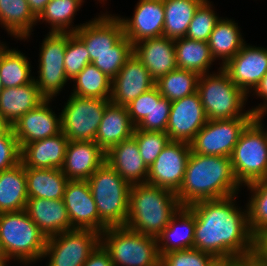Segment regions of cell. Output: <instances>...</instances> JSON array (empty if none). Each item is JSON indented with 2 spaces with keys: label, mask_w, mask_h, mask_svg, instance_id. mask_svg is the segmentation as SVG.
Returning a JSON list of instances; mask_svg holds the SVG:
<instances>
[{
  "label": "cell",
  "mask_w": 267,
  "mask_h": 266,
  "mask_svg": "<svg viewBox=\"0 0 267 266\" xmlns=\"http://www.w3.org/2000/svg\"><path fill=\"white\" fill-rule=\"evenodd\" d=\"M239 196L187 206L195 215L194 249L212 254L221 262L256 255L257 238L249 227L246 204H237Z\"/></svg>",
  "instance_id": "cell-1"
},
{
  "label": "cell",
  "mask_w": 267,
  "mask_h": 266,
  "mask_svg": "<svg viewBox=\"0 0 267 266\" xmlns=\"http://www.w3.org/2000/svg\"><path fill=\"white\" fill-rule=\"evenodd\" d=\"M242 187L236 179L230 157L191 152L182 184L175 194L182 206H189L201 200L239 194Z\"/></svg>",
  "instance_id": "cell-2"
},
{
  "label": "cell",
  "mask_w": 267,
  "mask_h": 266,
  "mask_svg": "<svg viewBox=\"0 0 267 266\" xmlns=\"http://www.w3.org/2000/svg\"><path fill=\"white\" fill-rule=\"evenodd\" d=\"M182 207L176 194L147 183L131 185L125 227L157 237Z\"/></svg>",
  "instance_id": "cell-3"
},
{
  "label": "cell",
  "mask_w": 267,
  "mask_h": 266,
  "mask_svg": "<svg viewBox=\"0 0 267 266\" xmlns=\"http://www.w3.org/2000/svg\"><path fill=\"white\" fill-rule=\"evenodd\" d=\"M46 241V236L25 210L0 214V243L11 263L21 266L41 263Z\"/></svg>",
  "instance_id": "cell-4"
},
{
  "label": "cell",
  "mask_w": 267,
  "mask_h": 266,
  "mask_svg": "<svg viewBox=\"0 0 267 266\" xmlns=\"http://www.w3.org/2000/svg\"><path fill=\"white\" fill-rule=\"evenodd\" d=\"M87 181L99 216V233L108 227L125 226L131 185L106 161Z\"/></svg>",
  "instance_id": "cell-5"
},
{
  "label": "cell",
  "mask_w": 267,
  "mask_h": 266,
  "mask_svg": "<svg viewBox=\"0 0 267 266\" xmlns=\"http://www.w3.org/2000/svg\"><path fill=\"white\" fill-rule=\"evenodd\" d=\"M216 71L200 75L198 81L197 92L207 120L256 117L246 108L248 95L231 81L221 66Z\"/></svg>",
  "instance_id": "cell-6"
},
{
  "label": "cell",
  "mask_w": 267,
  "mask_h": 266,
  "mask_svg": "<svg viewBox=\"0 0 267 266\" xmlns=\"http://www.w3.org/2000/svg\"><path fill=\"white\" fill-rule=\"evenodd\" d=\"M101 244L115 266H159L156 237L125 227H108L101 233Z\"/></svg>",
  "instance_id": "cell-7"
},
{
  "label": "cell",
  "mask_w": 267,
  "mask_h": 266,
  "mask_svg": "<svg viewBox=\"0 0 267 266\" xmlns=\"http://www.w3.org/2000/svg\"><path fill=\"white\" fill-rule=\"evenodd\" d=\"M230 159L242 186L267 178V129L256 117L242 131Z\"/></svg>",
  "instance_id": "cell-8"
},
{
  "label": "cell",
  "mask_w": 267,
  "mask_h": 266,
  "mask_svg": "<svg viewBox=\"0 0 267 266\" xmlns=\"http://www.w3.org/2000/svg\"><path fill=\"white\" fill-rule=\"evenodd\" d=\"M69 32H48L39 45L37 76L34 82L46 99H56L66 84H70L65 75L64 55ZM68 82V83H67Z\"/></svg>",
  "instance_id": "cell-9"
},
{
  "label": "cell",
  "mask_w": 267,
  "mask_h": 266,
  "mask_svg": "<svg viewBox=\"0 0 267 266\" xmlns=\"http://www.w3.org/2000/svg\"><path fill=\"white\" fill-rule=\"evenodd\" d=\"M110 99L69 94L61 105V131L69 141H95L106 105Z\"/></svg>",
  "instance_id": "cell-10"
},
{
  "label": "cell",
  "mask_w": 267,
  "mask_h": 266,
  "mask_svg": "<svg viewBox=\"0 0 267 266\" xmlns=\"http://www.w3.org/2000/svg\"><path fill=\"white\" fill-rule=\"evenodd\" d=\"M101 243V234L88 229H72L47 238L43 260L46 266H83Z\"/></svg>",
  "instance_id": "cell-11"
},
{
  "label": "cell",
  "mask_w": 267,
  "mask_h": 266,
  "mask_svg": "<svg viewBox=\"0 0 267 266\" xmlns=\"http://www.w3.org/2000/svg\"><path fill=\"white\" fill-rule=\"evenodd\" d=\"M255 117L207 120L190 142L191 152L230 157L242 131Z\"/></svg>",
  "instance_id": "cell-12"
},
{
  "label": "cell",
  "mask_w": 267,
  "mask_h": 266,
  "mask_svg": "<svg viewBox=\"0 0 267 266\" xmlns=\"http://www.w3.org/2000/svg\"><path fill=\"white\" fill-rule=\"evenodd\" d=\"M190 154V143L170 140L150 166L146 183L176 193L182 184Z\"/></svg>",
  "instance_id": "cell-13"
},
{
  "label": "cell",
  "mask_w": 267,
  "mask_h": 266,
  "mask_svg": "<svg viewBox=\"0 0 267 266\" xmlns=\"http://www.w3.org/2000/svg\"><path fill=\"white\" fill-rule=\"evenodd\" d=\"M221 68L237 87L249 95L267 73V47L245 42Z\"/></svg>",
  "instance_id": "cell-14"
},
{
  "label": "cell",
  "mask_w": 267,
  "mask_h": 266,
  "mask_svg": "<svg viewBox=\"0 0 267 266\" xmlns=\"http://www.w3.org/2000/svg\"><path fill=\"white\" fill-rule=\"evenodd\" d=\"M112 12L105 10L85 23L74 34L85 44L92 63L97 56L111 51L124 36L121 21Z\"/></svg>",
  "instance_id": "cell-15"
},
{
  "label": "cell",
  "mask_w": 267,
  "mask_h": 266,
  "mask_svg": "<svg viewBox=\"0 0 267 266\" xmlns=\"http://www.w3.org/2000/svg\"><path fill=\"white\" fill-rule=\"evenodd\" d=\"M132 14L130 17L115 14L122 23L124 35L132 44L163 36V0H138Z\"/></svg>",
  "instance_id": "cell-16"
},
{
  "label": "cell",
  "mask_w": 267,
  "mask_h": 266,
  "mask_svg": "<svg viewBox=\"0 0 267 266\" xmlns=\"http://www.w3.org/2000/svg\"><path fill=\"white\" fill-rule=\"evenodd\" d=\"M52 101L55 99H45L12 125L20 149L30 142L43 140L61 132V113H55L51 107Z\"/></svg>",
  "instance_id": "cell-17"
},
{
  "label": "cell",
  "mask_w": 267,
  "mask_h": 266,
  "mask_svg": "<svg viewBox=\"0 0 267 266\" xmlns=\"http://www.w3.org/2000/svg\"><path fill=\"white\" fill-rule=\"evenodd\" d=\"M206 122L201 98L196 92L171 102L166 133L171 141L190 143Z\"/></svg>",
  "instance_id": "cell-18"
},
{
  "label": "cell",
  "mask_w": 267,
  "mask_h": 266,
  "mask_svg": "<svg viewBox=\"0 0 267 266\" xmlns=\"http://www.w3.org/2000/svg\"><path fill=\"white\" fill-rule=\"evenodd\" d=\"M155 86L149 71L132 54L119 73L112 79L110 102L126 106Z\"/></svg>",
  "instance_id": "cell-19"
},
{
  "label": "cell",
  "mask_w": 267,
  "mask_h": 266,
  "mask_svg": "<svg viewBox=\"0 0 267 266\" xmlns=\"http://www.w3.org/2000/svg\"><path fill=\"white\" fill-rule=\"evenodd\" d=\"M63 200L72 229H88L99 233V216L87 180H69Z\"/></svg>",
  "instance_id": "cell-20"
},
{
  "label": "cell",
  "mask_w": 267,
  "mask_h": 266,
  "mask_svg": "<svg viewBox=\"0 0 267 266\" xmlns=\"http://www.w3.org/2000/svg\"><path fill=\"white\" fill-rule=\"evenodd\" d=\"M133 54L154 81L177 69L174 40L167 37L139 41L133 44Z\"/></svg>",
  "instance_id": "cell-21"
},
{
  "label": "cell",
  "mask_w": 267,
  "mask_h": 266,
  "mask_svg": "<svg viewBox=\"0 0 267 266\" xmlns=\"http://www.w3.org/2000/svg\"><path fill=\"white\" fill-rule=\"evenodd\" d=\"M105 159L95 141H69L61 170L68 180H87Z\"/></svg>",
  "instance_id": "cell-22"
},
{
  "label": "cell",
  "mask_w": 267,
  "mask_h": 266,
  "mask_svg": "<svg viewBox=\"0 0 267 266\" xmlns=\"http://www.w3.org/2000/svg\"><path fill=\"white\" fill-rule=\"evenodd\" d=\"M105 161L130 185L146 183L149 168L133 137L111 147L106 152Z\"/></svg>",
  "instance_id": "cell-23"
},
{
  "label": "cell",
  "mask_w": 267,
  "mask_h": 266,
  "mask_svg": "<svg viewBox=\"0 0 267 266\" xmlns=\"http://www.w3.org/2000/svg\"><path fill=\"white\" fill-rule=\"evenodd\" d=\"M25 211L46 238L72 230L63 199L28 198Z\"/></svg>",
  "instance_id": "cell-24"
},
{
  "label": "cell",
  "mask_w": 267,
  "mask_h": 266,
  "mask_svg": "<svg viewBox=\"0 0 267 266\" xmlns=\"http://www.w3.org/2000/svg\"><path fill=\"white\" fill-rule=\"evenodd\" d=\"M68 142L62 131L55 136L30 142L21 148L20 162L25 168L61 169Z\"/></svg>",
  "instance_id": "cell-25"
},
{
  "label": "cell",
  "mask_w": 267,
  "mask_h": 266,
  "mask_svg": "<svg viewBox=\"0 0 267 266\" xmlns=\"http://www.w3.org/2000/svg\"><path fill=\"white\" fill-rule=\"evenodd\" d=\"M195 215L182 206L156 237L159 256L172 251L194 248Z\"/></svg>",
  "instance_id": "cell-26"
},
{
  "label": "cell",
  "mask_w": 267,
  "mask_h": 266,
  "mask_svg": "<svg viewBox=\"0 0 267 266\" xmlns=\"http://www.w3.org/2000/svg\"><path fill=\"white\" fill-rule=\"evenodd\" d=\"M135 128L126 106L109 102L95 136V143L106 153L111 147L130 139Z\"/></svg>",
  "instance_id": "cell-27"
},
{
  "label": "cell",
  "mask_w": 267,
  "mask_h": 266,
  "mask_svg": "<svg viewBox=\"0 0 267 266\" xmlns=\"http://www.w3.org/2000/svg\"><path fill=\"white\" fill-rule=\"evenodd\" d=\"M37 17L30 10L27 0H0V27L18 41L29 42Z\"/></svg>",
  "instance_id": "cell-28"
},
{
  "label": "cell",
  "mask_w": 267,
  "mask_h": 266,
  "mask_svg": "<svg viewBox=\"0 0 267 266\" xmlns=\"http://www.w3.org/2000/svg\"><path fill=\"white\" fill-rule=\"evenodd\" d=\"M235 19L221 17L207 41L212 57L221 67L244 45L245 37Z\"/></svg>",
  "instance_id": "cell-29"
},
{
  "label": "cell",
  "mask_w": 267,
  "mask_h": 266,
  "mask_svg": "<svg viewBox=\"0 0 267 266\" xmlns=\"http://www.w3.org/2000/svg\"><path fill=\"white\" fill-rule=\"evenodd\" d=\"M45 99L34 80L23 86L7 87L0 96V114L12 126L21 116Z\"/></svg>",
  "instance_id": "cell-30"
},
{
  "label": "cell",
  "mask_w": 267,
  "mask_h": 266,
  "mask_svg": "<svg viewBox=\"0 0 267 266\" xmlns=\"http://www.w3.org/2000/svg\"><path fill=\"white\" fill-rule=\"evenodd\" d=\"M28 200L25 167L16 166L0 172V214L25 210Z\"/></svg>",
  "instance_id": "cell-31"
},
{
  "label": "cell",
  "mask_w": 267,
  "mask_h": 266,
  "mask_svg": "<svg viewBox=\"0 0 267 266\" xmlns=\"http://www.w3.org/2000/svg\"><path fill=\"white\" fill-rule=\"evenodd\" d=\"M28 198L60 200L68 178L61 169L25 168Z\"/></svg>",
  "instance_id": "cell-32"
},
{
  "label": "cell",
  "mask_w": 267,
  "mask_h": 266,
  "mask_svg": "<svg viewBox=\"0 0 267 266\" xmlns=\"http://www.w3.org/2000/svg\"><path fill=\"white\" fill-rule=\"evenodd\" d=\"M174 44L178 69L190 70L199 75L216 72L211 70L215 60L207 42L183 37L174 40Z\"/></svg>",
  "instance_id": "cell-33"
},
{
  "label": "cell",
  "mask_w": 267,
  "mask_h": 266,
  "mask_svg": "<svg viewBox=\"0 0 267 266\" xmlns=\"http://www.w3.org/2000/svg\"><path fill=\"white\" fill-rule=\"evenodd\" d=\"M8 45L0 51V77L4 88L19 87L32 82L34 67L31 65V59L22 50Z\"/></svg>",
  "instance_id": "cell-34"
},
{
  "label": "cell",
  "mask_w": 267,
  "mask_h": 266,
  "mask_svg": "<svg viewBox=\"0 0 267 266\" xmlns=\"http://www.w3.org/2000/svg\"><path fill=\"white\" fill-rule=\"evenodd\" d=\"M83 4L79 0H51L37 17V24L48 25V32L74 33L83 24L74 25Z\"/></svg>",
  "instance_id": "cell-35"
},
{
  "label": "cell",
  "mask_w": 267,
  "mask_h": 266,
  "mask_svg": "<svg viewBox=\"0 0 267 266\" xmlns=\"http://www.w3.org/2000/svg\"><path fill=\"white\" fill-rule=\"evenodd\" d=\"M204 0H163L165 20L163 37L172 40L186 36L196 9Z\"/></svg>",
  "instance_id": "cell-36"
},
{
  "label": "cell",
  "mask_w": 267,
  "mask_h": 266,
  "mask_svg": "<svg viewBox=\"0 0 267 266\" xmlns=\"http://www.w3.org/2000/svg\"><path fill=\"white\" fill-rule=\"evenodd\" d=\"M70 94L80 97L110 99L112 80L92 63L88 64L72 81Z\"/></svg>",
  "instance_id": "cell-37"
},
{
  "label": "cell",
  "mask_w": 267,
  "mask_h": 266,
  "mask_svg": "<svg viewBox=\"0 0 267 266\" xmlns=\"http://www.w3.org/2000/svg\"><path fill=\"white\" fill-rule=\"evenodd\" d=\"M249 191L247 215L251 233L258 238L267 231V178L243 186Z\"/></svg>",
  "instance_id": "cell-38"
},
{
  "label": "cell",
  "mask_w": 267,
  "mask_h": 266,
  "mask_svg": "<svg viewBox=\"0 0 267 266\" xmlns=\"http://www.w3.org/2000/svg\"><path fill=\"white\" fill-rule=\"evenodd\" d=\"M200 75L190 70L176 69L155 81L158 91L173 102L197 92Z\"/></svg>",
  "instance_id": "cell-39"
},
{
  "label": "cell",
  "mask_w": 267,
  "mask_h": 266,
  "mask_svg": "<svg viewBox=\"0 0 267 266\" xmlns=\"http://www.w3.org/2000/svg\"><path fill=\"white\" fill-rule=\"evenodd\" d=\"M220 18L221 16L216 12L213 2L204 0L196 9L185 37L207 42Z\"/></svg>",
  "instance_id": "cell-40"
},
{
  "label": "cell",
  "mask_w": 267,
  "mask_h": 266,
  "mask_svg": "<svg viewBox=\"0 0 267 266\" xmlns=\"http://www.w3.org/2000/svg\"><path fill=\"white\" fill-rule=\"evenodd\" d=\"M132 54L133 44L124 35L110 52L97 56L92 64L112 80Z\"/></svg>",
  "instance_id": "cell-41"
},
{
  "label": "cell",
  "mask_w": 267,
  "mask_h": 266,
  "mask_svg": "<svg viewBox=\"0 0 267 266\" xmlns=\"http://www.w3.org/2000/svg\"><path fill=\"white\" fill-rule=\"evenodd\" d=\"M171 101L162 97L157 87L152 88L151 112L136 126V129L166 132L169 121Z\"/></svg>",
  "instance_id": "cell-42"
},
{
  "label": "cell",
  "mask_w": 267,
  "mask_h": 266,
  "mask_svg": "<svg viewBox=\"0 0 267 266\" xmlns=\"http://www.w3.org/2000/svg\"><path fill=\"white\" fill-rule=\"evenodd\" d=\"M132 137L136 140L139 153L148 168L170 142L166 132L145 131L136 128Z\"/></svg>",
  "instance_id": "cell-43"
},
{
  "label": "cell",
  "mask_w": 267,
  "mask_h": 266,
  "mask_svg": "<svg viewBox=\"0 0 267 266\" xmlns=\"http://www.w3.org/2000/svg\"><path fill=\"white\" fill-rule=\"evenodd\" d=\"M220 263L212 254L192 248L160 255L159 266H219Z\"/></svg>",
  "instance_id": "cell-44"
},
{
  "label": "cell",
  "mask_w": 267,
  "mask_h": 266,
  "mask_svg": "<svg viewBox=\"0 0 267 266\" xmlns=\"http://www.w3.org/2000/svg\"><path fill=\"white\" fill-rule=\"evenodd\" d=\"M90 63L85 44L74 33H69L64 55V69L68 80L72 81Z\"/></svg>",
  "instance_id": "cell-45"
},
{
  "label": "cell",
  "mask_w": 267,
  "mask_h": 266,
  "mask_svg": "<svg viewBox=\"0 0 267 266\" xmlns=\"http://www.w3.org/2000/svg\"><path fill=\"white\" fill-rule=\"evenodd\" d=\"M21 149L11 128L0 136V172L10 169L20 163Z\"/></svg>",
  "instance_id": "cell-46"
},
{
  "label": "cell",
  "mask_w": 267,
  "mask_h": 266,
  "mask_svg": "<svg viewBox=\"0 0 267 266\" xmlns=\"http://www.w3.org/2000/svg\"><path fill=\"white\" fill-rule=\"evenodd\" d=\"M128 114L136 127L152 109V88L126 105Z\"/></svg>",
  "instance_id": "cell-47"
},
{
  "label": "cell",
  "mask_w": 267,
  "mask_h": 266,
  "mask_svg": "<svg viewBox=\"0 0 267 266\" xmlns=\"http://www.w3.org/2000/svg\"><path fill=\"white\" fill-rule=\"evenodd\" d=\"M255 96V99H260V103L249 107V109L256 115V118L267 117V73L263 76L259 84L255 89L248 95V97ZM266 116V117H265Z\"/></svg>",
  "instance_id": "cell-48"
},
{
  "label": "cell",
  "mask_w": 267,
  "mask_h": 266,
  "mask_svg": "<svg viewBox=\"0 0 267 266\" xmlns=\"http://www.w3.org/2000/svg\"><path fill=\"white\" fill-rule=\"evenodd\" d=\"M83 266H115L109 252L100 243L90 254Z\"/></svg>",
  "instance_id": "cell-49"
},
{
  "label": "cell",
  "mask_w": 267,
  "mask_h": 266,
  "mask_svg": "<svg viewBox=\"0 0 267 266\" xmlns=\"http://www.w3.org/2000/svg\"><path fill=\"white\" fill-rule=\"evenodd\" d=\"M219 266H263L261 260L253 255L247 258H238L228 261H223Z\"/></svg>",
  "instance_id": "cell-50"
},
{
  "label": "cell",
  "mask_w": 267,
  "mask_h": 266,
  "mask_svg": "<svg viewBox=\"0 0 267 266\" xmlns=\"http://www.w3.org/2000/svg\"><path fill=\"white\" fill-rule=\"evenodd\" d=\"M256 256L261 260L263 266H267V231L256 240Z\"/></svg>",
  "instance_id": "cell-51"
},
{
  "label": "cell",
  "mask_w": 267,
  "mask_h": 266,
  "mask_svg": "<svg viewBox=\"0 0 267 266\" xmlns=\"http://www.w3.org/2000/svg\"><path fill=\"white\" fill-rule=\"evenodd\" d=\"M51 0H27L30 10L38 17Z\"/></svg>",
  "instance_id": "cell-52"
},
{
  "label": "cell",
  "mask_w": 267,
  "mask_h": 266,
  "mask_svg": "<svg viewBox=\"0 0 267 266\" xmlns=\"http://www.w3.org/2000/svg\"><path fill=\"white\" fill-rule=\"evenodd\" d=\"M11 128L12 126L0 114V136L6 134Z\"/></svg>",
  "instance_id": "cell-53"
},
{
  "label": "cell",
  "mask_w": 267,
  "mask_h": 266,
  "mask_svg": "<svg viewBox=\"0 0 267 266\" xmlns=\"http://www.w3.org/2000/svg\"><path fill=\"white\" fill-rule=\"evenodd\" d=\"M79 1H80L82 4L86 3L85 0H79ZM95 1H96V0H95ZM107 1H108V0H97V4H99V3H100V5L102 4L101 7L104 8V4L106 5V4H107Z\"/></svg>",
  "instance_id": "cell-54"
},
{
  "label": "cell",
  "mask_w": 267,
  "mask_h": 266,
  "mask_svg": "<svg viewBox=\"0 0 267 266\" xmlns=\"http://www.w3.org/2000/svg\"><path fill=\"white\" fill-rule=\"evenodd\" d=\"M1 260H7V259H6V256L3 252V250H2L1 243H0V261Z\"/></svg>",
  "instance_id": "cell-55"
},
{
  "label": "cell",
  "mask_w": 267,
  "mask_h": 266,
  "mask_svg": "<svg viewBox=\"0 0 267 266\" xmlns=\"http://www.w3.org/2000/svg\"><path fill=\"white\" fill-rule=\"evenodd\" d=\"M11 262L10 261H8V260H1L0 261V266H11V265H8V264H10Z\"/></svg>",
  "instance_id": "cell-56"
},
{
  "label": "cell",
  "mask_w": 267,
  "mask_h": 266,
  "mask_svg": "<svg viewBox=\"0 0 267 266\" xmlns=\"http://www.w3.org/2000/svg\"><path fill=\"white\" fill-rule=\"evenodd\" d=\"M7 44V42L5 41H3L2 40V42H1V40H0V51L4 48V46Z\"/></svg>",
  "instance_id": "cell-57"
},
{
  "label": "cell",
  "mask_w": 267,
  "mask_h": 266,
  "mask_svg": "<svg viewBox=\"0 0 267 266\" xmlns=\"http://www.w3.org/2000/svg\"><path fill=\"white\" fill-rule=\"evenodd\" d=\"M3 89H4V85H3L1 77H0V96L2 94Z\"/></svg>",
  "instance_id": "cell-58"
},
{
  "label": "cell",
  "mask_w": 267,
  "mask_h": 266,
  "mask_svg": "<svg viewBox=\"0 0 267 266\" xmlns=\"http://www.w3.org/2000/svg\"><path fill=\"white\" fill-rule=\"evenodd\" d=\"M267 129V126L263 123L264 122V118H257Z\"/></svg>",
  "instance_id": "cell-59"
}]
</instances>
